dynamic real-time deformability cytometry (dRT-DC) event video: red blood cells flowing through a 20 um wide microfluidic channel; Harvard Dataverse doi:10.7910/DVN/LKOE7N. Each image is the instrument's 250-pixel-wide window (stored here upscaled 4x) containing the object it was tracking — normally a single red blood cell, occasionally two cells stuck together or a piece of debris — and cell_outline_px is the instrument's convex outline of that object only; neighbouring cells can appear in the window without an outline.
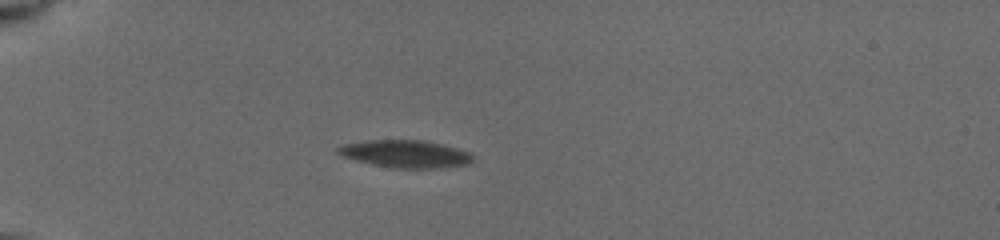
{"species": "common noctule bat (a hibernating species)", "species_latin": "Nyctalus noctula", "temperature_condition": "cold", "stored_images_in_passage": 16, "camera_frame_rate_fps": 3000, "um_per_image_px": 0.085, "animal": {"sex": "female", "body_mass_g": 19.5, "forearm_length_mm": 54.1}, "frame": {"image": 1, "passage_image": 6, "time_ms": 3.333, "image_size_px": [1000, 240], "cell_outline_px": [[476, 160], [472, 164], [436, 168], [400, 168], [372, 164], [356, 160], [344, 156], [336, 152], [336, 148], [344, 144], [364, 140], [428, 140], [444, 144], [468, 152]], "centroid_in_image_um": [34.51, 13.07], "position_along_channel_um": 50.5, "area_um2": 21.68}}
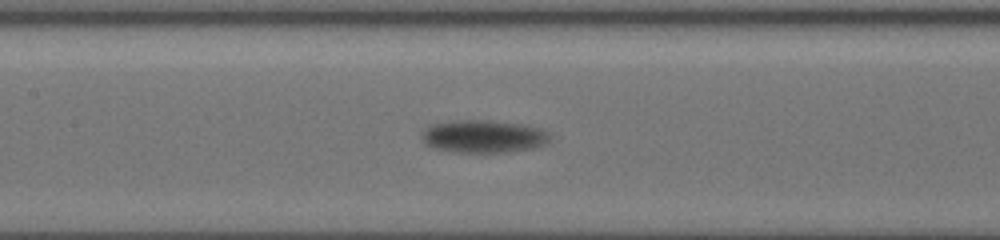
{"frame": {"image": 2, "passage_image": 12, "time_ms": 7.333, "image_size_px": [1000, 240], "cell_outline_px": [[548, 144], [536, 148], [512, 152], [452, 152], [436, 148], [428, 144], [424, 140], [424, 128], [432, 124], [464, 120], [488, 120], [520, 124], [540, 128], [548, 132]], "centroid_in_image_um": [41.17, 11.6], "position_along_channel_um": 166.2, "area_um2": 24.22}}
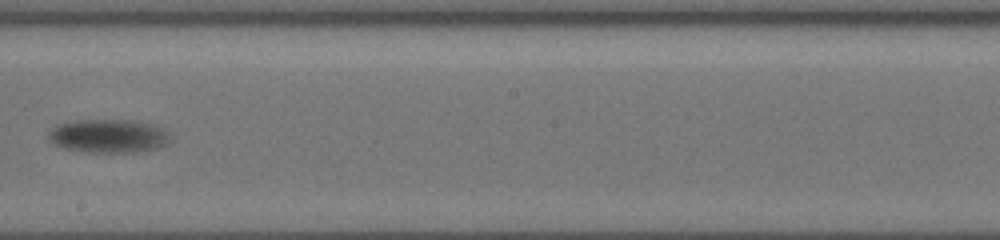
{"frame": {"image": 3, "passage_image": 15, "time_ms": 9.333, "image_size_px": [1000, 240], "cell_outline_px": [[168, 144], [156, 148], [136, 152], [80, 152], [64, 148], [52, 144], [48, 140], [48, 136], [60, 124], [80, 120], [132, 120], [148, 124], [160, 128], [168, 132]], "centroid_in_image_um": [9.2, 11.58], "position_along_channel_um": 239.0, "area_um2": 23.41}}